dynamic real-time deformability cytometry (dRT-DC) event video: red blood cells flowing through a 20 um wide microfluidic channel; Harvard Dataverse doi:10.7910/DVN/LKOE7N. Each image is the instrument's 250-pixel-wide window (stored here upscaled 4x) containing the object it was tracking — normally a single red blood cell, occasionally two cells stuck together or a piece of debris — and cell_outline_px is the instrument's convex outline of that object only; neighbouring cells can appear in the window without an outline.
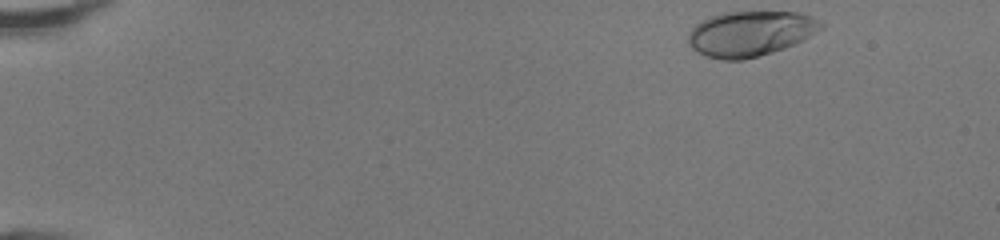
{"species": "human", "species_latin": "Homo sapiens", "temperature_condition": "room temperature", "stored_images_in_passage": 44, "camera_frame_rate_fps": 3000, "um_per_image_px": 0.085, "donor": {"sex": "female"}, "frame": {"image": 1, "passage_image": 1, "time_ms": 0.0, "image_size_px": [1000, 240], "cell_outline_px": [[828, 24], [824, 28], [784, 48], [772, 52], [744, 60], [724, 60], [708, 56], [696, 52], [688, 44], [688, 32], [696, 24], [708, 16], [724, 12], [800, 12], [812, 16]], "centroid_in_image_um": [63.78, 2.84], "position_along_channel_um": 21.2, "area_um2": 35.14}}
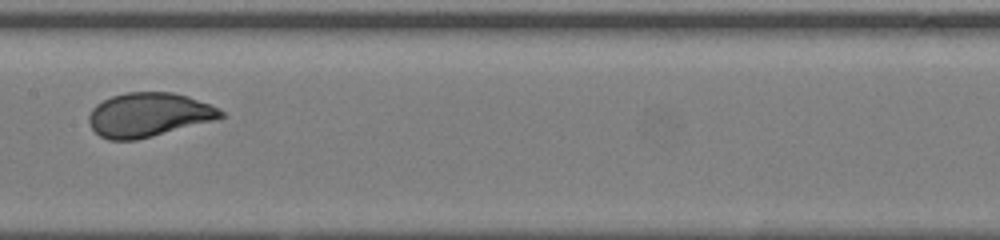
{"frame": {"image": 2, "passage_image": 22, "time_ms": 7.0, "image_size_px": [1000, 240], "cell_outline_px": [[224, 116], [220, 120], [136, 140], [108, 140], [100, 136], [88, 124], [88, 116], [92, 108], [96, 104], [112, 96], [124, 92], [172, 92], [188, 96], [220, 108], [224, 112]], "centroid_in_image_um": [12.67, 9.76], "position_along_channel_um": 194.7, "area_um2": 34.33}}
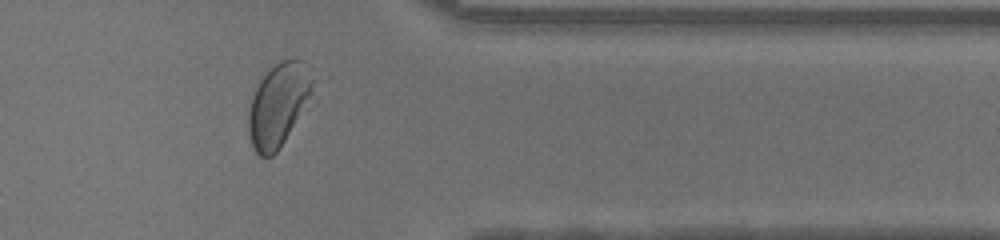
{"frame": {"image": 3, "passage_image": 36, "time_ms": 11.667, "image_size_px": [1000, 240], "cell_outline_px": [[328, 76], [316, 100], [276, 152], [272, 156], [260, 156], [252, 148], [248, 132], [248, 112], [252, 96], [260, 80], [280, 60], [300, 60]], "centroid_in_image_um": [23.95, 8.81], "position_along_channel_um": 387.5, "area_um2": 34.22}, "authors_computed_cell_mechanics": {"area_um2": 34.0153, "velocity_mm_per_s": 4.2832, "shape_relaxation_time_tau1_ms": 2.153, "shape_relaxation_time_tau2_ms": null, "deformation_change_tau1": 0.1516, "deformation_change_tau2": null}}